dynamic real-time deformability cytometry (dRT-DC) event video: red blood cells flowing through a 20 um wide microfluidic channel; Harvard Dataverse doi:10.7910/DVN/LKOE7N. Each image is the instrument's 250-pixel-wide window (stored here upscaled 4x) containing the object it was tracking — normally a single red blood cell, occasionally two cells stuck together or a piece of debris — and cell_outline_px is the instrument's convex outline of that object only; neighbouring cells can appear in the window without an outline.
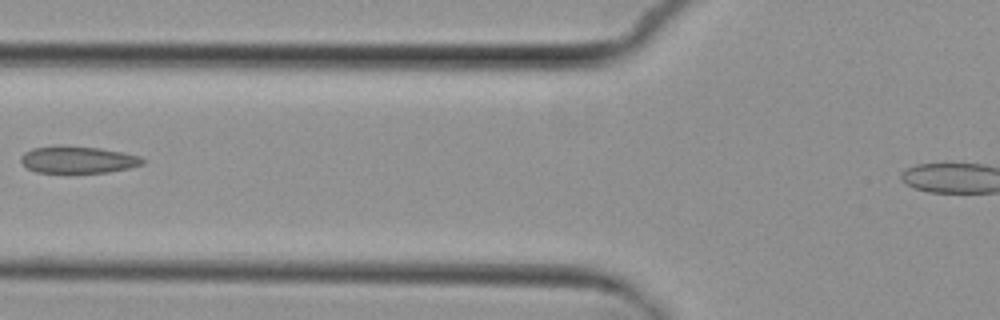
{"species": "common noctule bat (a hibernating species)", "species_latin": "Nyctalus noctula", "temperature_condition": "cold", "stored_images_in_passage": 4, "camera_frame_rate_fps": 3000, "um_per_image_px": 0.085, "animal": {"sex": "female", "body_mass_g": 29.2, "forearm_length_mm": 56.3}, "frame": {"image": 1, "passage_image": 4, "time_ms": 3.667, "image_size_px": [1000, 320], "cell_outline_px": [[144, 164], [128, 168], [108, 172], [36, 172], [28, 168], [20, 160], [20, 156], [24, 152], [32, 148], [100, 148], [124, 152], [140, 156], [144, 160]], "centroid_in_image_um": [6.67, 13.6], "position_along_channel_um": 119.1, "area_um2": 18.32}}